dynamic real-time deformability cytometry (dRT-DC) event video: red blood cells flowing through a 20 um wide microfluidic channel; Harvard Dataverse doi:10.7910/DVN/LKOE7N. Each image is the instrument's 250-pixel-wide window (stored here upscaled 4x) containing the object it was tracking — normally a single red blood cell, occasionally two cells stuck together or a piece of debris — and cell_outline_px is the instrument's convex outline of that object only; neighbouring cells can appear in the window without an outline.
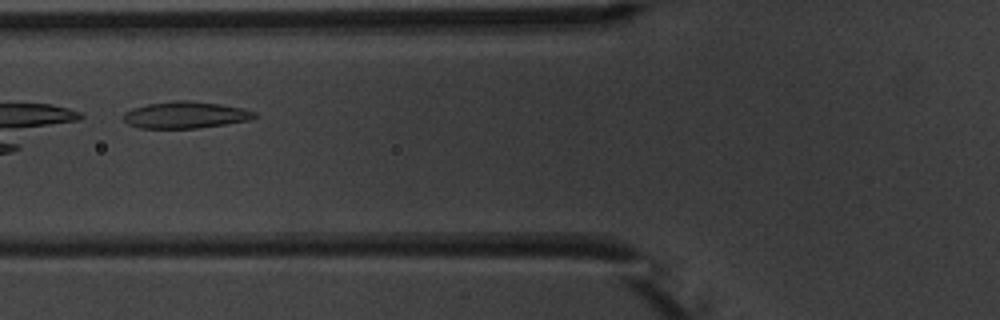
{"species": "common noctule bat (a hibernating species)", "species_latin": "Nyctalus noctula", "temperature_condition": "warm", "stored_images_in_passage": 8, "camera_frame_rate_fps": 3000, "um_per_image_px": 0.085, "animal": {"sex": "male", "body_mass_g": 20.1, "forearm_length_mm": 53.5}, "frame": {"image": 1, "passage_image": 6, "time_ms": 6.667, "image_size_px": [1000, 320], "cell_outline_px": [[256, 116], [248, 120], [200, 128], [140, 128], [128, 124], [124, 120], [124, 112], [132, 108], [148, 104], [176, 100], [188, 100], [220, 104], [240, 108], [256, 112]], "centroid_in_image_um": [15.73, 9.77], "position_along_channel_um": 110.1, "area_um2": 20.23}}
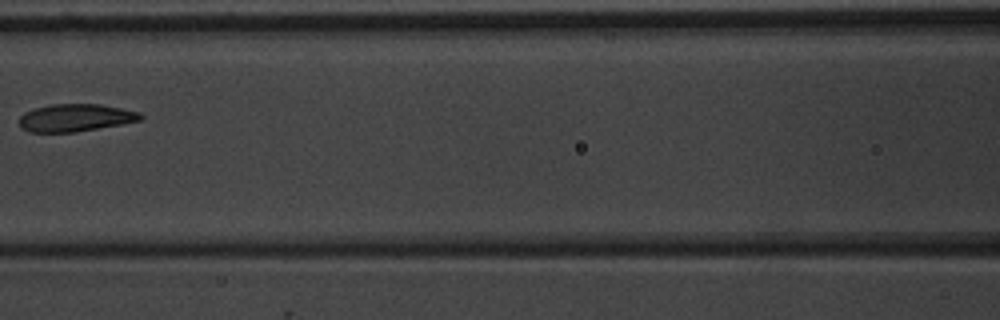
{"frame": {"image": 2, "passage_image": 7, "time_ms": 8.0, "image_size_px": [1000, 320], "cell_outline_px": [[144, 116], [140, 120], [120, 124], [76, 132], [28, 132], [20, 128], [20, 116], [24, 112], [32, 108], [52, 104], [100, 104], [140, 112]], "centroid_in_image_um": [6.37, 10.0], "position_along_channel_um": 160.2, "area_um2": 19.48}}
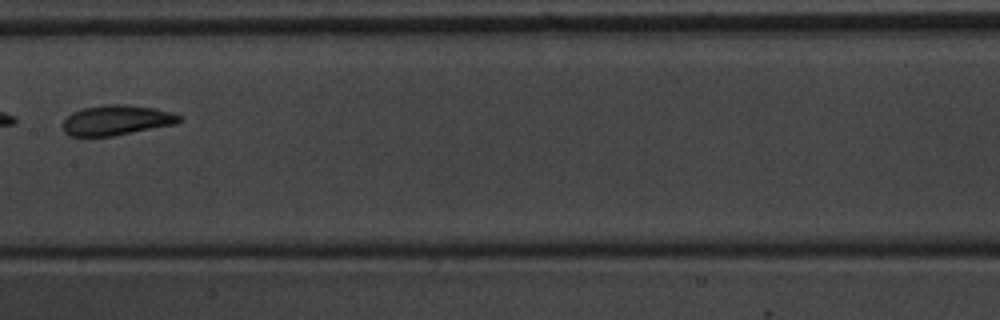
{"frame": {"image": 3, "passage_image": 8, "time_ms": 9.0, "image_size_px": [1000, 320], "cell_outline_px": [[180, 120], [176, 124], [112, 136], [68, 136], [64, 132], [64, 120], [72, 112], [84, 108], [108, 104], [128, 104], [156, 108], [172, 112], [180, 116]], "centroid_in_image_um": [9.91, 10.21], "position_along_channel_um": 197.5, "area_um2": 20.35}}